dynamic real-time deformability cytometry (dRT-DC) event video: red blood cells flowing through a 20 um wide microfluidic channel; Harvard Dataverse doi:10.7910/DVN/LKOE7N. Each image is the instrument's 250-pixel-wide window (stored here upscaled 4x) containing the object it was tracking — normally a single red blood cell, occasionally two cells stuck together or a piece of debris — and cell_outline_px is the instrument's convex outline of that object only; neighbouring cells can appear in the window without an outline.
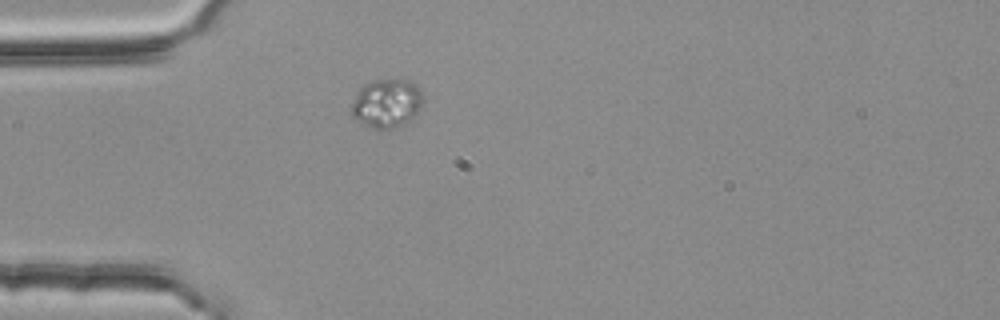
{"species": "common noctule bat (a hibernating species)", "species_latin": "Nyctalus noctula", "temperature_condition": "room temperature", "stored_images_in_passage": 2, "camera_frame_rate_fps": 3000, "um_per_image_px": 0.085, "animal": {"sex": "female", "body_mass_g": 25.1}, "frame": {"image": 1, "passage_image": 2, "time_ms": 0.333, "image_size_px": [1000, 320], "cell_outline_px": [[420, 108], [404, 124], [384, 128], [376, 128], [364, 124], [352, 116], [352, 104], [360, 88], [364, 84], [372, 80], [408, 80], [416, 84], [420, 92]], "centroid_in_image_um": [32.83, 8.75], "position_along_channel_um": 52.2, "area_um2": 19.48}}